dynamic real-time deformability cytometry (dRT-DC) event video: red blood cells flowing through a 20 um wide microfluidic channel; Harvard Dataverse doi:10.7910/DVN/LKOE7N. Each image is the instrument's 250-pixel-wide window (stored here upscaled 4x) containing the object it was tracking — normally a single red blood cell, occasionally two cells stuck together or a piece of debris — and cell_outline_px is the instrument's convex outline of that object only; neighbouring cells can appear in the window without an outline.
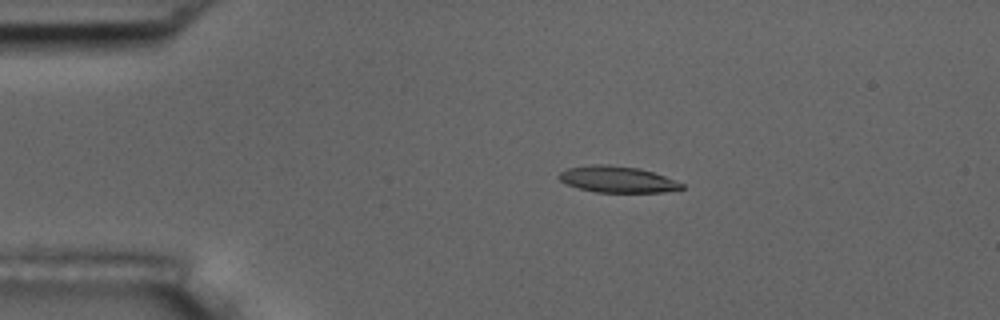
{"species": "common noctule bat (a hibernating species)", "species_latin": "Nyctalus noctula", "temperature_condition": "room temperature", "stored_images_in_passage": 3, "camera_frame_rate_fps": 3000, "um_per_image_px": 0.085, "animal": {"sex": "male", "body_mass_g": 17.5, "forearm_length_mm": 52.3}, "frame": {"image": 1, "passage_image": 1, "time_ms": 0.0, "image_size_px": [1000, 320], "cell_outline_px": [[684, 188], [664, 192], [596, 192], [580, 188], [568, 184], [560, 180], [556, 176], [560, 172], [568, 168], [592, 164], [608, 164], [640, 168], [664, 176], [684, 184]], "centroid_in_image_um": [52.46, 15.24], "position_along_channel_um": 32.5, "area_um2": 18.73}}
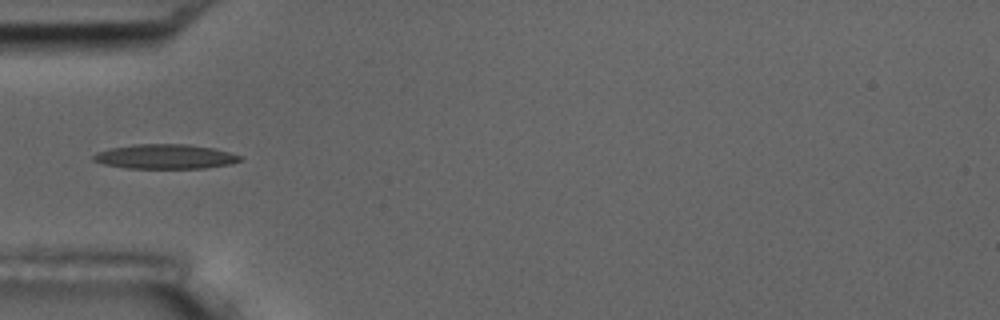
{"frame": {"image": 2, "passage_image": 3, "time_ms": 2.333, "image_size_px": [1000, 320], "cell_outline_px": [[240, 160], [232, 164], [204, 168], [128, 168], [104, 164], [92, 160], [92, 156], [96, 152], [112, 148], [132, 144], [188, 144], [212, 148], [228, 152], [240, 156]], "centroid_in_image_um": [14.01, 13.31], "position_along_channel_um": 71.0, "area_um2": 20.87}}